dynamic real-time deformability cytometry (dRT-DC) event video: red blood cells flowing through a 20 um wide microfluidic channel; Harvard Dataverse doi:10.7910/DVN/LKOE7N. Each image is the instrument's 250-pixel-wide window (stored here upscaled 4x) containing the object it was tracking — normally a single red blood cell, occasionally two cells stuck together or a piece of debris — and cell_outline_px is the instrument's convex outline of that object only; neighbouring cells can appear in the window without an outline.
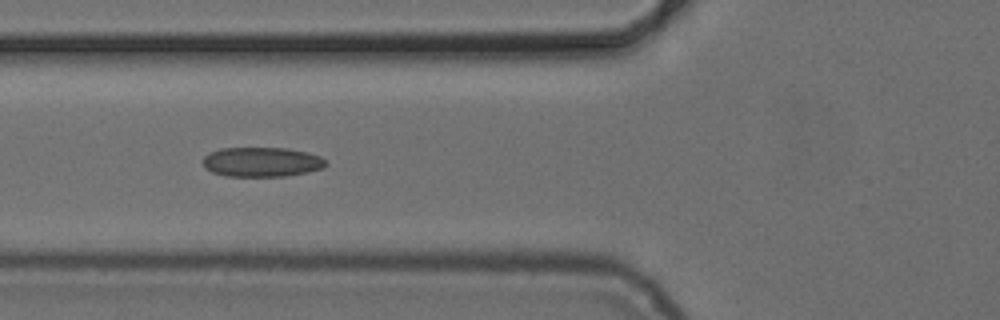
{"species": "common noctule bat (a hibernating species)", "species_latin": "Nyctalus noctula", "temperature_condition": "cold", "stored_images_in_passage": 8, "camera_frame_rate_fps": 3000, "um_per_image_px": 0.085, "animal": {"sex": "female", "body_mass_g": 24.6, "forearm_length_mm": 56.2}, "frame": {"image": 1, "passage_image": 6, "time_ms": 6.0, "image_size_px": [1000, 320], "cell_outline_px": [[328, 164], [324, 168], [284, 176], [224, 176], [212, 172], [204, 168], [204, 156], [208, 152], [220, 148], [288, 148], [308, 152], [320, 156]], "centroid_in_image_um": [22.23, 13.76], "position_along_channel_um": 103.6, "area_um2": 21.27}}
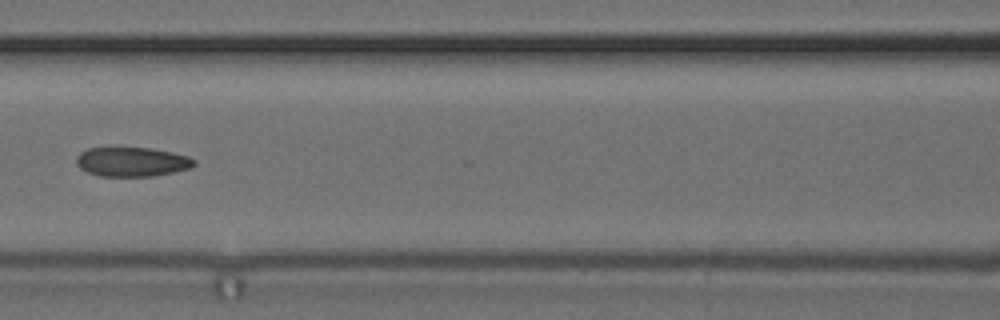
{"frame": {"image": 2, "passage_image": 7, "time_ms": 7.333, "image_size_px": [1000, 320], "cell_outline_px": [[196, 164], [192, 168], [152, 176], [100, 176], [88, 172], [80, 168], [76, 164], [76, 156], [80, 152], [88, 148], [112, 144], [148, 148], [172, 152], [188, 156], [196, 160]], "centroid_in_image_um": [11.16, 13.7], "position_along_channel_um": 155.4, "area_um2": 20.98}}
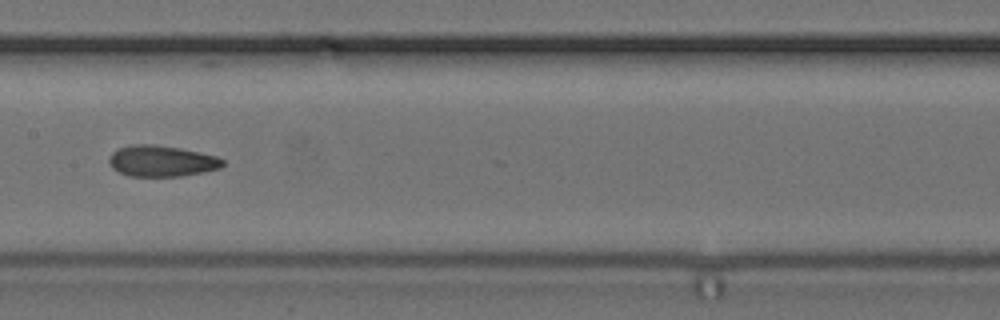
{"frame": {"image": 3, "passage_image": 8, "time_ms": 8.333, "image_size_px": [1000, 320], "cell_outline_px": [[224, 164], [220, 168], [204, 172], [180, 176], [128, 176], [112, 168], [108, 160], [112, 152], [116, 148], [132, 144], [156, 144], [180, 148], [200, 152], [216, 156], [224, 160]], "centroid_in_image_um": [13.72, 13.68], "position_along_channel_um": 193.7, "area_um2": 20.75}}